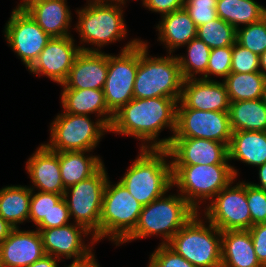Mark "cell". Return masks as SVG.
Wrapping results in <instances>:
<instances>
[{
  "mask_svg": "<svg viewBox=\"0 0 266 267\" xmlns=\"http://www.w3.org/2000/svg\"><path fill=\"white\" fill-rule=\"evenodd\" d=\"M221 267H263L254 251L249 230L221 232Z\"/></svg>",
  "mask_w": 266,
  "mask_h": 267,
  "instance_id": "d4e9b609",
  "label": "cell"
},
{
  "mask_svg": "<svg viewBox=\"0 0 266 267\" xmlns=\"http://www.w3.org/2000/svg\"><path fill=\"white\" fill-rule=\"evenodd\" d=\"M139 41L140 38L130 40L117 56L108 54V71L102 90L106 105L113 114L134 98Z\"/></svg>",
  "mask_w": 266,
  "mask_h": 267,
  "instance_id": "8fae6325",
  "label": "cell"
},
{
  "mask_svg": "<svg viewBox=\"0 0 266 267\" xmlns=\"http://www.w3.org/2000/svg\"><path fill=\"white\" fill-rule=\"evenodd\" d=\"M232 46L211 49L208 66L206 69V80L211 75L223 77V80L231 73Z\"/></svg>",
  "mask_w": 266,
  "mask_h": 267,
  "instance_id": "d590c367",
  "label": "cell"
},
{
  "mask_svg": "<svg viewBox=\"0 0 266 267\" xmlns=\"http://www.w3.org/2000/svg\"><path fill=\"white\" fill-rule=\"evenodd\" d=\"M236 178L204 207V218L221 232L249 230L251 214L246 200V181L234 184Z\"/></svg>",
  "mask_w": 266,
  "mask_h": 267,
  "instance_id": "7c38bea8",
  "label": "cell"
},
{
  "mask_svg": "<svg viewBox=\"0 0 266 267\" xmlns=\"http://www.w3.org/2000/svg\"><path fill=\"white\" fill-rule=\"evenodd\" d=\"M185 46L187 47V54L185 56L176 55L183 79L197 78V75L200 74L199 78L206 80V69L211 48L197 37Z\"/></svg>",
  "mask_w": 266,
  "mask_h": 267,
  "instance_id": "1f68e13d",
  "label": "cell"
},
{
  "mask_svg": "<svg viewBox=\"0 0 266 267\" xmlns=\"http://www.w3.org/2000/svg\"><path fill=\"white\" fill-rule=\"evenodd\" d=\"M36 230L42 237L45 253L59 260L64 257L65 259L73 258V262H79L95 253L92 251L97 241L93 234L82 225L73 222L61 227ZM87 235H92L89 245L85 244V239H83L87 238Z\"/></svg>",
  "mask_w": 266,
  "mask_h": 267,
  "instance_id": "9a60e30c",
  "label": "cell"
},
{
  "mask_svg": "<svg viewBox=\"0 0 266 267\" xmlns=\"http://www.w3.org/2000/svg\"><path fill=\"white\" fill-rule=\"evenodd\" d=\"M180 104V105H179ZM230 100L224 82L192 78L183 81L177 108L229 111Z\"/></svg>",
  "mask_w": 266,
  "mask_h": 267,
  "instance_id": "ac0fdd59",
  "label": "cell"
},
{
  "mask_svg": "<svg viewBox=\"0 0 266 267\" xmlns=\"http://www.w3.org/2000/svg\"><path fill=\"white\" fill-rule=\"evenodd\" d=\"M260 72L266 77V50L259 56Z\"/></svg>",
  "mask_w": 266,
  "mask_h": 267,
  "instance_id": "681fc988",
  "label": "cell"
},
{
  "mask_svg": "<svg viewBox=\"0 0 266 267\" xmlns=\"http://www.w3.org/2000/svg\"><path fill=\"white\" fill-rule=\"evenodd\" d=\"M103 165L94 175L65 189L63 198L74 223L84 226L100 242V217L109 178ZM73 216V218H72Z\"/></svg>",
  "mask_w": 266,
  "mask_h": 267,
  "instance_id": "30bf717a",
  "label": "cell"
},
{
  "mask_svg": "<svg viewBox=\"0 0 266 267\" xmlns=\"http://www.w3.org/2000/svg\"><path fill=\"white\" fill-rule=\"evenodd\" d=\"M148 42H138V69L136 72L134 98L169 97L180 100L183 76L176 55L153 57L148 53Z\"/></svg>",
  "mask_w": 266,
  "mask_h": 267,
  "instance_id": "3957f363",
  "label": "cell"
},
{
  "mask_svg": "<svg viewBox=\"0 0 266 267\" xmlns=\"http://www.w3.org/2000/svg\"><path fill=\"white\" fill-rule=\"evenodd\" d=\"M61 105L64 113L90 116L97 114V120H101L108 128L114 114L108 109L104 91L98 89H62Z\"/></svg>",
  "mask_w": 266,
  "mask_h": 267,
  "instance_id": "7402d4cb",
  "label": "cell"
},
{
  "mask_svg": "<svg viewBox=\"0 0 266 267\" xmlns=\"http://www.w3.org/2000/svg\"><path fill=\"white\" fill-rule=\"evenodd\" d=\"M228 112L232 132L266 131V105L263 99L230 102Z\"/></svg>",
  "mask_w": 266,
  "mask_h": 267,
  "instance_id": "f1b7e54d",
  "label": "cell"
},
{
  "mask_svg": "<svg viewBox=\"0 0 266 267\" xmlns=\"http://www.w3.org/2000/svg\"><path fill=\"white\" fill-rule=\"evenodd\" d=\"M149 259L147 267H196L167 244H159Z\"/></svg>",
  "mask_w": 266,
  "mask_h": 267,
  "instance_id": "ab89813d",
  "label": "cell"
},
{
  "mask_svg": "<svg viewBox=\"0 0 266 267\" xmlns=\"http://www.w3.org/2000/svg\"><path fill=\"white\" fill-rule=\"evenodd\" d=\"M155 28L159 32L157 41L165 45L167 54L187 45L197 33L194 21L184 8L161 16Z\"/></svg>",
  "mask_w": 266,
  "mask_h": 267,
  "instance_id": "cb8c5ba5",
  "label": "cell"
},
{
  "mask_svg": "<svg viewBox=\"0 0 266 267\" xmlns=\"http://www.w3.org/2000/svg\"><path fill=\"white\" fill-rule=\"evenodd\" d=\"M171 165L230 164L228 147L221 142L201 138H172L166 148Z\"/></svg>",
  "mask_w": 266,
  "mask_h": 267,
  "instance_id": "e0dca14e",
  "label": "cell"
},
{
  "mask_svg": "<svg viewBox=\"0 0 266 267\" xmlns=\"http://www.w3.org/2000/svg\"><path fill=\"white\" fill-rule=\"evenodd\" d=\"M258 176L260 183L249 182L254 187L266 190V162L263 165L258 166Z\"/></svg>",
  "mask_w": 266,
  "mask_h": 267,
  "instance_id": "bcb514c9",
  "label": "cell"
},
{
  "mask_svg": "<svg viewBox=\"0 0 266 267\" xmlns=\"http://www.w3.org/2000/svg\"><path fill=\"white\" fill-rule=\"evenodd\" d=\"M80 52L81 48L75 44L73 36L51 38L28 71L38 77L47 76L62 85Z\"/></svg>",
  "mask_w": 266,
  "mask_h": 267,
  "instance_id": "2e32d148",
  "label": "cell"
},
{
  "mask_svg": "<svg viewBox=\"0 0 266 267\" xmlns=\"http://www.w3.org/2000/svg\"><path fill=\"white\" fill-rule=\"evenodd\" d=\"M216 12L236 30L266 17V8L254 0H217Z\"/></svg>",
  "mask_w": 266,
  "mask_h": 267,
  "instance_id": "f546056e",
  "label": "cell"
},
{
  "mask_svg": "<svg viewBox=\"0 0 266 267\" xmlns=\"http://www.w3.org/2000/svg\"><path fill=\"white\" fill-rule=\"evenodd\" d=\"M95 259V253L89 258L79 261V262H71L68 266L65 267H100V264Z\"/></svg>",
  "mask_w": 266,
  "mask_h": 267,
  "instance_id": "f6af8a7d",
  "label": "cell"
},
{
  "mask_svg": "<svg viewBox=\"0 0 266 267\" xmlns=\"http://www.w3.org/2000/svg\"><path fill=\"white\" fill-rule=\"evenodd\" d=\"M237 30L220 17L197 27L196 37L211 49L233 46Z\"/></svg>",
  "mask_w": 266,
  "mask_h": 267,
  "instance_id": "d6a6232c",
  "label": "cell"
},
{
  "mask_svg": "<svg viewBox=\"0 0 266 267\" xmlns=\"http://www.w3.org/2000/svg\"><path fill=\"white\" fill-rule=\"evenodd\" d=\"M257 71H260L259 56L236 41L232 46L231 72L250 73Z\"/></svg>",
  "mask_w": 266,
  "mask_h": 267,
  "instance_id": "8d00e7d4",
  "label": "cell"
},
{
  "mask_svg": "<svg viewBox=\"0 0 266 267\" xmlns=\"http://www.w3.org/2000/svg\"><path fill=\"white\" fill-rule=\"evenodd\" d=\"M142 6L161 16L184 8V0H141Z\"/></svg>",
  "mask_w": 266,
  "mask_h": 267,
  "instance_id": "b9f144b4",
  "label": "cell"
},
{
  "mask_svg": "<svg viewBox=\"0 0 266 267\" xmlns=\"http://www.w3.org/2000/svg\"><path fill=\"white\" fill-rule=\"evenodd\" d=\"M13 227L10 226L1 216H0V243H2L10 234Z\"/></svg>",
  "mask_w": 266,
  "mask_h": 267,
  "instance_id": "7dc6e473",
  "label": "cell"
},
{
  "mask_svg": "<svg viewBox=\"0 0 266 267\" xmlns=\"http://www.w3.org/2000/svg\"><path fill=\"white\" fill-rule=\"evenodd\" d=\"M249 232L256 256L263 267H266V223L253 225Z\"/></svg>",
  "mask_w": 266,
  "mask_h": 267,
  "instance_id": "60d3db41",
  "label": "cell"
},
{
  "mask_svg": "<svg viewBox=\"0 0 266 267\" xmlns=\"http://www.w3.org/2000/svg\"><path fill=\"white\" fill-rule=\"evenodd\" d=\"M108 71V54L97 51H82L76 57L68 77L60 85L63 89L102 90Z\"/></svg>",
  "mask_w": 266,
  "mask_h": 267,
  "instance_id": "44dd1931",
  "label": "cell"
},
{
  "mask_svg": "<svg viewBox=\"0 0 266 267\" xmlns=\"http://www.w3.org/2000/svg\"><path fill=\"white\" fill-rule=\"evenodd\" d=\"M177 103L169 97L133 98L114 113L109 132L137 138L142 149H166L176 131ZM168 127L172 135L158 138Z\"/></svg>",
  "mask_w": 266,
  "mask_h": 267,
  "instance_id": "6da1fadb",
  "label": "cell"
},
{
  "mask_svg": "<svg viewBox=\"0 0 266 267\" xmlns=\"http://www.w3.org/2000/svg\"><path fill=\"white\" fill-rule=\"evenodd\" d=\"M262 99H263L264 104L266 105V82H265V86H264V91H263V97H262Z\"/></svg>",
  "mask_w": 266,
  "mask_h": 267,
  "instance_id": "816d5d0a",
  "label": "cell"
},
{
  "mask_svg": "<svg viewBox=\"0 0 266 267\" xmlns=\"http://www.w3.org/2000/svg\"><path fill=\"white\" fill-rule=\"evenodd\" d=\"M196 213L178 191L163 195L142 207L135 229L120 244L159 235L166 245Z\"/></svg>",
  "mask_w": 266,
  "mask_h": 267,
  "instance_id": "277c9868",
  "label": "cell"
},
{
  "mask_svg": "<svg viewBox=\"0 0 266 267\" xmlns=\"http://www.w3.org/2000/svg\"><path fill=\"white\" fill-rule=\"evenodd\" d=\"M236 41L260 56L266 50V17L257 23L238 28Z\"/></svg>",
  "mask_w": 266,
  "mask_h": 267,
  "instance_id": "e575fe53",
  "label": "cell"
},
{
  "mask_svg": "<svg viewBox=\"0 0 266 267\" xmlns=\"http://www.w3.org/2000/svg\"><path fill=\"white\" fill-rule=\"evenodd\" d=\"M139 149L140 153L119 182L144 206L172 189V165L167 149Z\"/></svg>",
  "mask_w": 266,
  "mask_h": 267,
  "instance_id": "7a4b0ae2",
  "label": "cell"
},
{
  "mask_svg": "<svg viewBox=\"0 0 266 267\" xmlns=\"http://www.w3.org/2000/svg\"><path fill=\"white\" fill-rule=\"evenodd\" d=\"M34 191L32 190L30 200L29 222L33 221L37 229H48V215L63 195Z\"/></svg>",
  "mask_w": 266,
  "mask_h": 267,
  "instance_id": "836d02e7",
  "label": "cell"
},
{
  "mask_svg": "<svg viewBox=\"0 0 266 267\" xmlns=\"http://www.w3.org/2000/svg\"><path fill=\"white\" fill-rule=\"evenodd\" d=\"M227 88L230 102L262 99L266 77L260 72H231L222 80Z\"/></svg>",
  "mask_w": 266,
  "mask_h": 267,
  "instance_id": "4dcf8cb0",
  "label": "cell"
},
{
  "mask_svg": "<svg viewBox=\"0 0 266 267\" xmlns=\"http://www.w3.org/2000/svg\"><path fill=\"white\" fill-rule=\"evenodd\" d=\"M45 254L38 230L13 228L0 243V267H28Z\"/></svg>",
  "mask_w": 266,
  "mask_h": 267,
  "instance_id": "d6986e66",
  "label": "cell"
},
{
  "mask_svg": "<svg viewBox=\"0 0 266 267\" xmlns=\"http://www.w3.org/2000/svg\"><path fill=\"white\" fill-rule=\"evenodd\" d=\"M70 214L64 198H62L48 215V228H56L69 224Z\"/></svg>",
  "mask_w": 266,
  "mask_h": 267,
  "instance_id": "7bdbcfd3",
  "label": "cell"
},
{
  "mask_svg": "<svg viewBox=\"0 0 266 267\" xmlns=\"http://www.w3.org/2000/svg\"><path fill=\"white\" fill-rule=\"evenodd\" d=\"M4 37L9 47L28 69L37 59L43 48L51 40L27 12L12 10L5 23Z\"/></svg>",
  "mask_w": 266,
  "mask_h": 267,
  "instance_id": "5bb4252c",
  "label": "cell"
},
{
  "mask_svg": "<svg viewBox=\"0 0 266 267\" xmlns=\"http://www.w3.org/2000/svg\"><path fill=\"white\" fill-rule=\"evenodd\" d=\"M108 132L109 128L101 120L94 122L90 116L62 112L50 123V139L44 144L55 152H89Z\"/></svg>",
  "mask_w": 266,
  "mask_h": 267,
  "instance_id": "9c48e42d",
  "label": "cell"
},
{
  "mask_svg": "<svg viewBox=\"0 0 266 267\" xmlns=\"http://www.w3.org/2000/svg\"><path fill=\"white\" fill-rule=\"evenodd\" d=\"M26 12L51 38L72 36L69 30L72 13L67 0H45L35 4Z\"/></svg>",
  "mask_w": 266,
  "mask_h": 267,
  "instance_id": "603a6c76",
  "label": "cell"
},
{
  "mask_svg": "<svg viewBox=\"0 0 266 267\" xmlns=\"http://www.w3.org/2000/svg\"><path fill=\"white\" fill-rule=\"evenodd\" d=\"M87 151H64L59 152V163L64 188L86 180L94 175L104 162L100 156L89 155ZM87 154V155H86Z\"/></svg>",
  "mask_w": 266,
  "mask_h": 267,
  "instance_id": "4316f807",
  "label": "cell"
},
{
  "mask_svg": "<svg viewBox=\"0 0 266 267\" xmlns=\"http://www.w3.org/2000/svg\"><path fill=\"white\" fill-rule=\"evenodd\" d=\"M126 2L127 0H88L86 4L126 3Z\"/></svg>",
  "mask_w": 266,
  "mask_h": 267,
  "instance_id": "f907efd6",
  "label": "cell"
},
{
  "mask_svg": "<svg viewBox=\"0 0 266 267\" xmlns=\"http://www.w3.org/2000/svg\"><path fill=\"white\" fill-rule=\"evenodd\" d=\"M231 164L172 165L173 187L197 211L238 177Z\"/></svg>",
  "mask_w": 266,
  "mask_h": 267,
  "instance_id": "5b68a950",
  "label": "cell"
},
{
  "mask_svg": "<svg viewBox=\"0 0 266 267\" xmlns=\"http://www.w3.org/2000/svg\"><path fill=\"white\" fill-rule=\"evenodd\" d=\"M109 178L104 189L100 217V241L108 237L116 246L135 229L142 205L118 181Z\"/></svg>",
  "mask_w": 266,
  "mask_h": 267,
  "instance_id": "ba28073f",
  "label": "cell"
},
{
  "mask_svg": "<svg viewBox=\"0 0 266 267\" xmlns=\"http://www.w3.org/2000/svg\"><path fill=\"white\" fill-rule=\"evenodd\" d=\"M200 214L196 213L167 245L196 267H221V231Z\"/></svg>",
  "mask_w": 266,
  "mask_h": 267,
  "instance_id": "52a82bcc",
  "label": "cell"
},
{
  "mask_svg": "<svg viewBox=\"0 0 266 267\" xmlns=\"http://www.w3.org/2000/svg\"><path fill=\"white\" fill-rule=\"evenodd\" d=\"M27 174L33 184L29 188H35L41 192L63 195V185L59 152L50 150L45 144H41L26 161Z\"/></svg>",
  "mask_w": 266,
  "mask_h": 267,
  "instance_id": "ffe728a7",
  "label": "cell"
},
{
  "mask_svg": "<svg viewBox=\"0 0 266 267\" xmlns=\"http://www.w3.org/2000/svg\"><path fill=\"white\" fill-rule=\"evenodd\" d=\"M59 261V259L45 254L42 258L38 259L28 267H59Z\"/></svg>",
  "mask_w": 266,
  "mask_h": 267,
  "instance_id": "ee69618b",
  "label": "cell"
},
{
  "mask_svg": "<svg viewBox=\"0 0 266 267\" xmlns=\"http://www.w3.org/2000/svg\"><path fill=\"white\" fill-rule=\"evenodd\" d=\"M246 200L251 214V227L266 223V190L246 182Z\"/></svg>",
  "mask_w": 266,
  "mask_h": 267,
  "instance_id": "f35d334b",
  "label": "cell"
},
{
  "mask_svg": "<svg viewBox=\"0 0 266 267\" xmlns=\"http://www.w3.org/2000/svg\"><path fill=\"white\" fill-rule=\"evenodd\" d=\"M232 129L228 111H202L177 108L173 138H201L230 144Z\"/></svg>",
  "mask_w": 266,
  "mask_h": 267,
  "instance_id": "4fadbf2b",
  "label": "cell"
},
{
  "mask_svg": "<svg viewBox=\"0 0 266 267\" xmlns=\"http://www.w3.org/2000/svg\"><path fill=\"white\" fill-rule=\"evenodd\" d=\"M228 160H238L252 167L266 162V131L232 132Z\"/></svg>",
  "mask_w": 266,
  "mask_h": 267,
  "instance_id": "484cf974",
  "label": "cell"
},
{
  "mask_svg": "<svg viewBox=\"0 0 266 267\" xmlns=\"http://www.w3.org/2000/svg\"><path fill=\"white\" fill-rule=\"evenodd\" d=\"M22 1V2H21ZM13 10L26 12L29 8L45 0H21Z\"/></svg>",
  "mask_w": 266,
  "mask_h": 267,
  "instance_id": "c3c4849f",
  "label": "cell"
},
{
  "mask_svg": "<svg viewBox=\"0 0 266 267\" xmlns=\"http://www.w3.org/2000/svg\"><path fill=\"white\" fill-rule=\"evenodd\" d=\"M216 5L217 0H184V9L196 27L218 18Z\"/></svg>",
  "mask_w": 266,
  "mask_h": 267,
  "instance_id": "74e56055",
  "label": "cell"
},
{
  "mask_svg": "<svg viewBox=\"0 0 266 267\" xmlns=\"http://www.w3.org/2000/svg\"><path fill=\"white\" fill-rule=\"evenodd\" d=\"M122 5L125 3L88 4L76 10L78 20L74 29L79 32L82 51L101 52L104 46L126 38Z\"/></svg>",
  "mask_w": 266,
  "mask_h": 267,
  "instance_id": "8992f818",
  "label": "cell"
},
{
  "mask_svg": "<svg viewBox=\"0 0 266 267\" xmlns=\"http://www.w3.org/2000/svg\"><path fill=\"white\" fill-rule=\"evenodd\" d=\"M32 190L29 186L11 185L0 189V216L13 228L29 221Z\"/></svg>",
  "mask_w": 266,
  "mask_h": 267,
  "instance_id": "83f0119b",
  "label": "cell"
}]
</instances>
